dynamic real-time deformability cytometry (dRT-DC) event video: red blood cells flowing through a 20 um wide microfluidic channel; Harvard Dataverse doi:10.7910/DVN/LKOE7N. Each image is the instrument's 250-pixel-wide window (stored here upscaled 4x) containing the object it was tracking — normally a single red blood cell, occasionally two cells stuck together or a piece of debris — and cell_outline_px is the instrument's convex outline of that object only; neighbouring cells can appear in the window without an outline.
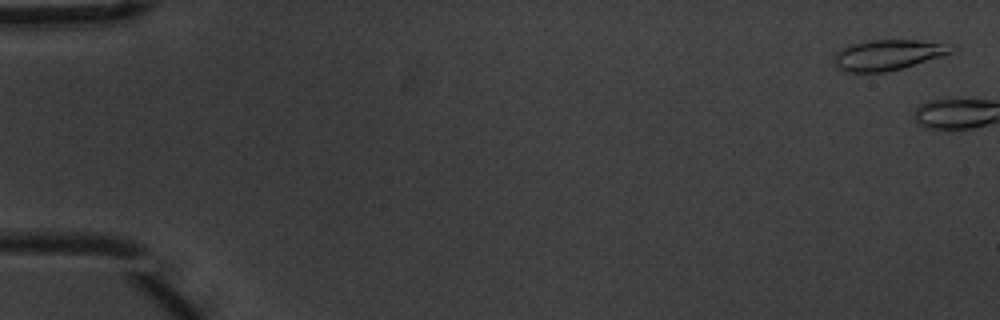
{"species": "common noctule bat (a hibernating species)", "species_latin": "Nyctalus noctula", "temperature_condition": "warm", "stored_images_in_passage": 4, "camera_frame_rate_fps": 3000, "um_per_image_px": 0.085, "animal": {"sex": "male", "body_mass_g": 20.1, "forearm_length_mm": 53.5}, "frame": {"image": 1, "passage_image": 2, "time_ms": 0.333, "image_size_px": [1000, 320], "cell_outline_px": [[952, 52], [940, 56], [900, 68], [884, 72], [844, 72], [836, 68], [836, 56], [848, 44], [868, 40], [920, 40], [940, 44]], "centroid_in_image_um": [75.34, 4.67], "position_along_channel_um": 9.7, "area_um2": 19.88}}